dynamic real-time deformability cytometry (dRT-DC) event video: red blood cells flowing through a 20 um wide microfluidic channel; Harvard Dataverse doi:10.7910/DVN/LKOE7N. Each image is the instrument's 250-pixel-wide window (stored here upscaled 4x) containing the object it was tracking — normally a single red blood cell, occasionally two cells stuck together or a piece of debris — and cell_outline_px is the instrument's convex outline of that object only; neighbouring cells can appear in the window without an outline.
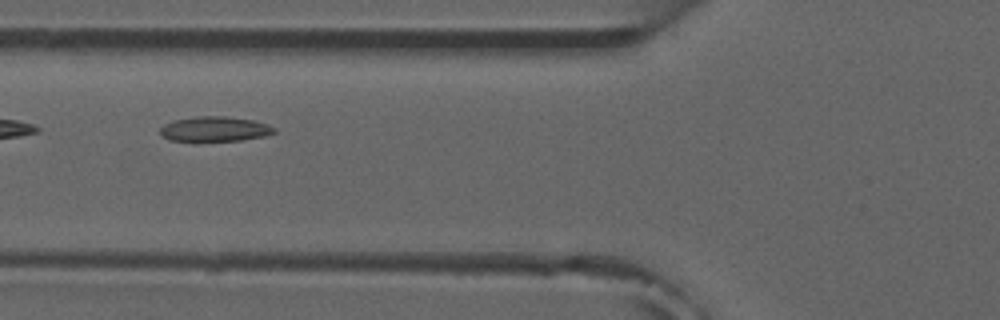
{"species": "common noctule bat (a hibernating species)", "species_latin": "Nyctalus noctula", "temperature_condition": "room temperature", "stored_images_in_passage": 7, "camera_frame_rate_fps": 3000, "um_per_image_px": 0.085, "animal": {"sex": "male", "forearm_length_mm": 52.5}, "frame": {"image": 1, "passage_image": 4, "time_ms": 4.333, "image_size_px": [1000, 320], "cell_outline_px": [[276, 132], [264, 136], [240, 140], [196, 144], [192, 144], [168, 140], [160, 132], [160, 128], [164, 124], [172, 120], [196, 116], [224, 116], [252, 120], [276, 128]], "centroid_in_image_um": [18.15, 11.02], "position_along_channel_um": 107.6, "area_um2": 17.34}}
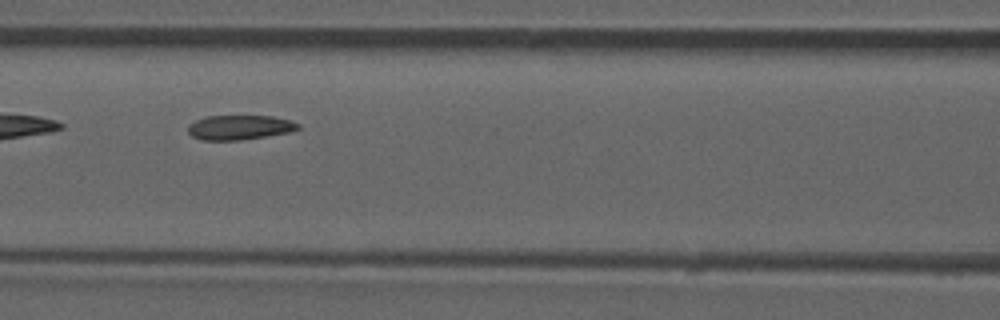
{"frame": {"image": 2, "passage_image": 5, "time_ms": 5.333, "image_size_px": [1000, 320], "cell_outline_px": [[300, 128], [288, 132], [240, 140], [200, 140], [192, 136], [188, 132], [188, 124], [196, 120], [208, 116], [272, 116], [292, 120], [300, 124]], "centroid_in_image_um": [20.35, 10.82], "position_along_channel_um": 146.2, "area_um2": 15.72}}